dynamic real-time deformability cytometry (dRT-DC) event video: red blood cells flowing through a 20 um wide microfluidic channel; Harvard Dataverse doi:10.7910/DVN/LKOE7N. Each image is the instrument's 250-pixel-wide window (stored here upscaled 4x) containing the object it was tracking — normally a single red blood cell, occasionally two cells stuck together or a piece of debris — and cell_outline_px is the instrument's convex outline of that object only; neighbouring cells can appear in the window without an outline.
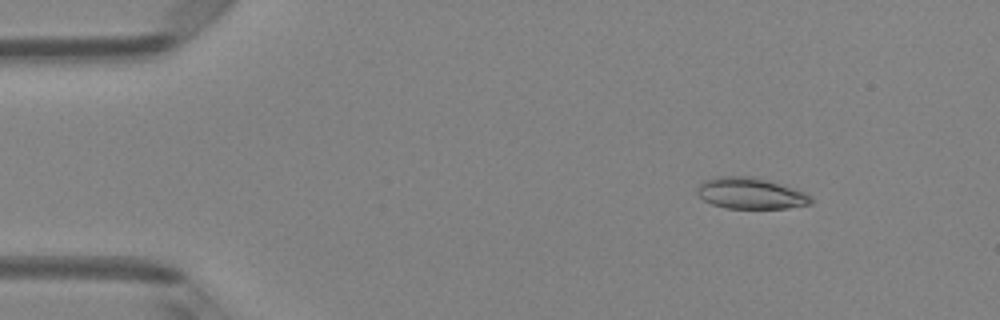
{"species": "Egyptian fruit bat (a non-hibernating species)", "species_latin": "Rousettus aegyptiacus", "temperature_condition": "room temperature", "stored_images_in_passage": 4, "camera_frame_rate_fps": 3000, "um_per_image_px": 0.085, "animal": {"sex": "female"}, "frame": {"image": 1, "passage_image": 2, "time_ms": 0.333, "image_size_px": [1000, 320], "cell_outline_px": [[812, 204], [788, 208], [724, 208], [712, 204], [704, 200], [696, 192], [696, 188], [704, 180], [716, 176], [752, 176], [768, 180], [804, 192], [812, 196]], "centroid_in_image_um": [63.78, 16.43], "position_along_channel_um": 21.2, "area_um2": 20.75}}